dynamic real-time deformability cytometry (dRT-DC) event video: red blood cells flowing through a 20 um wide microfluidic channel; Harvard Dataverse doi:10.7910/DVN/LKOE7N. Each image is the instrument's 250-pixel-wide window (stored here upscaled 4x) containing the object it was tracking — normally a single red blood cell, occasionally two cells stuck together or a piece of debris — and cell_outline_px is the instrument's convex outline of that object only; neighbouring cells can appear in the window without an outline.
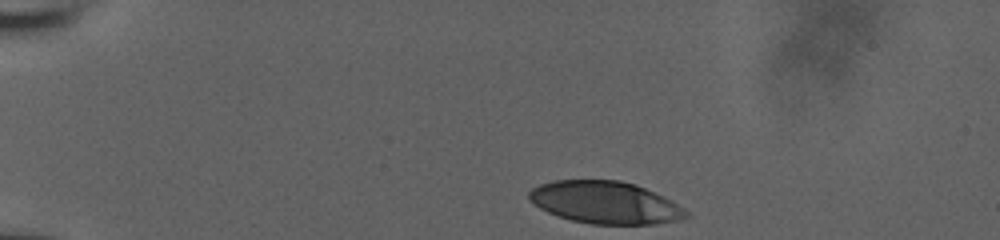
{"species": "human", "species_latin": "Homo sapiens", "temperature_condition": "room temperature", "stored_images_in_passage": 36, "camera_frame_rate_fps": 3000, "um_per_image_px": 0.085, "donor": {"sex": "male"}, "frame": {"image": 1, "passage_image": 1, "time_ms": 0.0, "image_size_px": [1000, 240], "cell_outline_px": [[692, 216], [680, 220], [652, 224], [592, 224], [572, 220], [548, 212], [540, 208], [528, 200], [528, 192], [532, 188], [540, 184], [556, 180], [620, 180], [636, 184], [672, 200], [684, 208]], "centroid_in_image_um": [51.47, 17.21], "position_along_channel_um": 33.5, "area_um2": 38.84}}
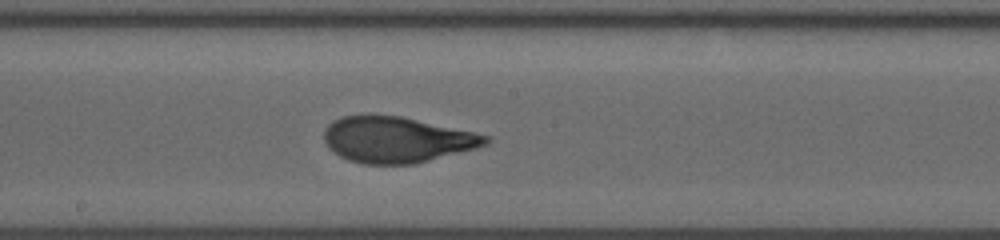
{"frame": {"image": 2, "passage_image": 21, "time_ms": 6.667, "image_size_px": [1000, 240], "cell_outline_px": [[492, 140], [488, 144], [476, 148], [412, 164], [364, 164], [348, 160], [340, 156], [328, 148], [324, 140], [324, 128], [332, 120], [340, 116], [372, 112], [400, 116], [472, 132], [488, 136]], "centroid_in_image_um": [33.63, 11.84], "position_along_channel_um": 214.6, "area_um2": 43.58}}
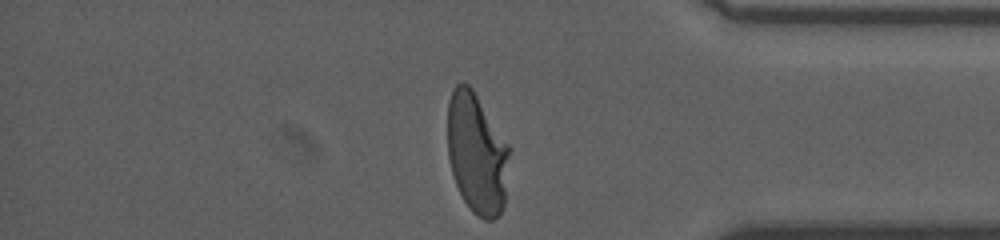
{"frame": {"image": 3, "passage_image": 36, "time_ms": 11.667, "image_size_px": [1000, 240], "cell_outline_px": [[512, 148], [504, 204], [500, 212], [492, 220], [484, 220], [472, 212], [464, 200], [456, 184], [452, 172], [448, 156], [448, 100], [452, 88], [456, 84], [464, 80], [472, 88]], "centroid_in_image_um": [40.55, 13.01], "position_along_channel_um": 394.6, "area_um2": 44.1}, "authors_computed_cell_mechanics": {"area_um2": 42.5697, "velocity_mm_per_s": 3.9255, "shape_relaxation_time_tau1_ms": 5.9003, "shape_relaxation_time_tau2_ms": null, "deformation_change_tau1": 0.2477, "deformation_change_tau2": null}}